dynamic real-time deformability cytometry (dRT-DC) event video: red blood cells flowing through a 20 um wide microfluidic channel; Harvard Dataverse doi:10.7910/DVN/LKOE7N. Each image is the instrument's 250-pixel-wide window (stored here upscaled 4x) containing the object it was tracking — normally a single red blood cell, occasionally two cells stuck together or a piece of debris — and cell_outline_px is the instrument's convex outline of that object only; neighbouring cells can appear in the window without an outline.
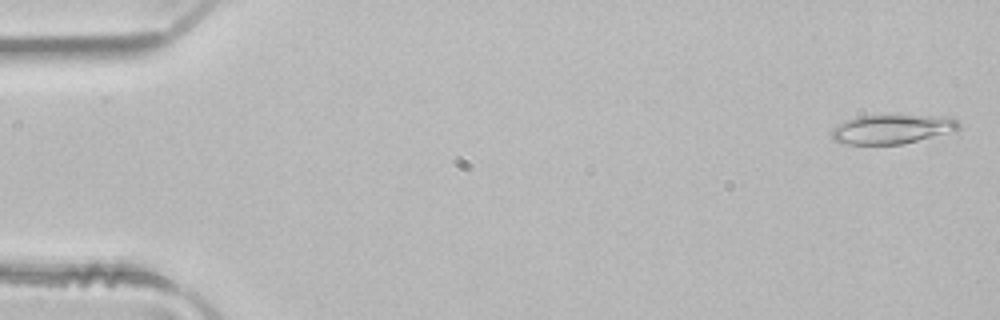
{"species": "common noctule bat (a hibernating species)", "species_latin": "Nyctalus noctula", "temperature_condition": "room temperature", "stored_images_in_passage": 4, "camera_frame_rate_fps": 3000, "um_per_image_px": 0.085, "animal": {"sex": "male", "body_mass_g": 21.5, "forearm_length_mm": 52.0}, "frame": {"image": 1, "passage_image": 1, "time_ms": 0.0, "image_size_px": [1000, 320], "cell_outline_px": [[960, 128], [956, 132], [900, 144], [848, 144], [836, 140], [832, 136], [832, 128], [836, 124], [856, 116], [896, 112], [944, 116], [956, 120], [960, 124]], "centroid_in_image_um": [75.89, 10.91], "position_along_channel_um": 9.1, "area_um2": 22.77}}
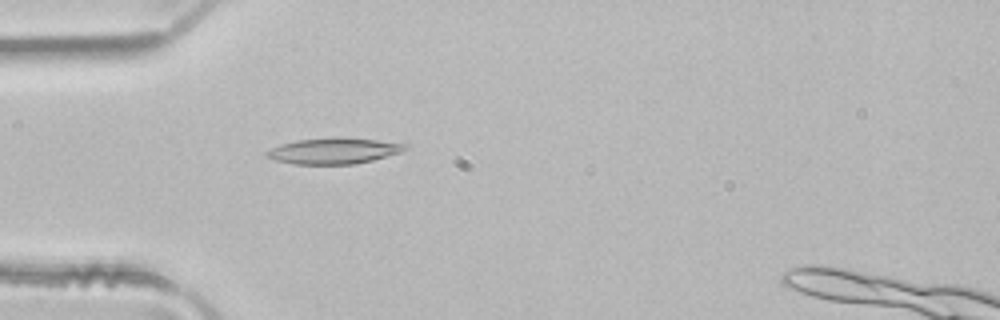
{"frame": {"image": 2, "passage_image": 4, "time_ms": 1.0, "image_size_px": [1000, 320], "cell_outline_px": [[408, 148], [400, 152], [372, 160], [356, 164], [296, 164], [276, 160], [264, 156], [264, 152], [280, 144], [296, 140], [332, 136], [340, 136], [376, 140], [408, 144]], "centroid_in_image_um": [28.35, 12.8], "position_along_channel_um": 56.7, "area_um2": 21.15}}